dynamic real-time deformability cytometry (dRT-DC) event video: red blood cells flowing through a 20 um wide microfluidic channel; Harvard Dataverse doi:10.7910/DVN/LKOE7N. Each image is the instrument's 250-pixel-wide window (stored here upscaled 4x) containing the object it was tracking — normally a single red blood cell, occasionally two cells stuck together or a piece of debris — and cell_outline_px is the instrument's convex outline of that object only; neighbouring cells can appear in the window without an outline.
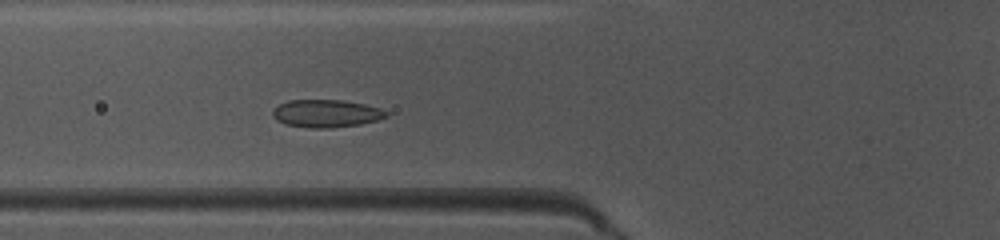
{"species": "common noctule bat (a hibernating species)", "species_latin": "Nyctalus noctula", "temperature_condition": "warm", "stored_images_in_passage": 37, "camera_frame_rate_fps": 3000, "um_per_image_px": 0.085, "animal": {"sex": "female", "body_mass_g": 10.0, "forearm_length_mm": 53.1}, "frame": {"image": 1, "passage_image": 6, "time_ms": 1.667, "image_size_px": [1000, 240], "cell_outline_px": [[388, 116], [376, 120], [360, 124], [328, 128], [308, 128], [288, 124], [276, 120], [272, 116], [272, 112], [280, 104], [288, 100], [344, 100], [364, 104], [380, 108], [388, 112]], "centroid_in_image_um": [27.73, 9.64], "position_along_channel_um": 98.1, "area_um2": 18.21}}
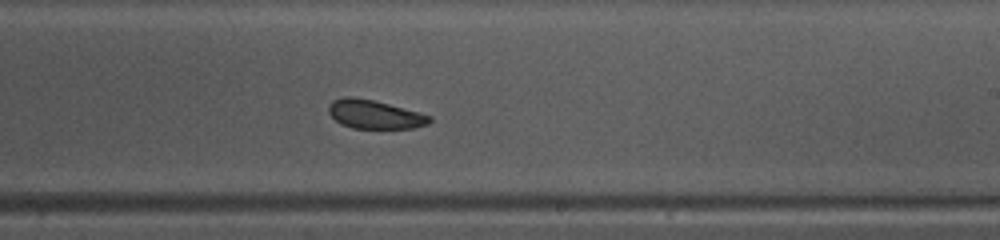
{"frame": {"image": 2, "passage_image": 18, "time_ms": 5.667, "image_size_px": [1000, 240], "cell_outline_px": [[432, 120], [428, 124], [416, 128], [352, 128], [340, 124], [328, 112], [328, 104], [332, 100], [344, 96], [352, 96], [372, 100], [388, 104], [432, 116]], "centroid_in_image_um": [31.81, 9.72], "position_along_channel_um": 257.2, "area_um2": 16.88}}
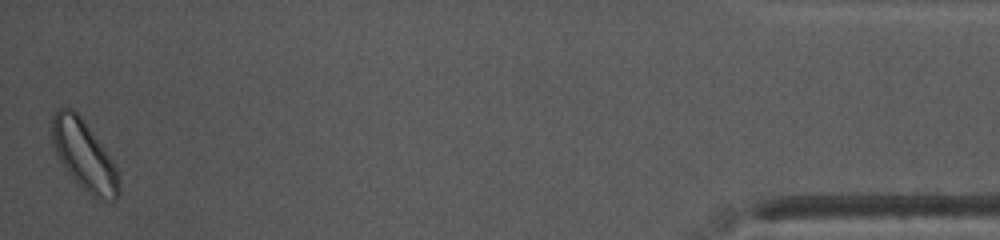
{"frame": {"image": 3, "passage_image": 37, "time_ms": 12.0, "image_size_px": [1000, 240], "cell_outline_px": [[120, 196], [116, 200], [112, 200], [92, 196], [76, 184], [60, 160], [56, 152], [48, 132], [52, 116], [56, 108], [72, 108], [84, 120], [112, 160], [116, 168], [120, 180]], "centroid_in_image_um": [7.11, 13.18], "position_along_channel_um": 428.1, "area_um2": 27.4}, "authors_computed_cell_mechanics": {"area_um2": 18.207, "velocity_mm_per_s": 3.9677, "shape_relaxation_time_tau1_ms": 4.5173, "shape_relaxation_time_tau2_ms": 3.697, "deformation_change_tau1": 0.068, "deformation_change_tau2": 0.0675}}